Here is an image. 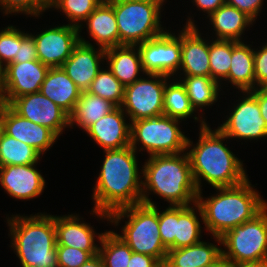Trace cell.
<instances>
[{
	"mask_svg": "<svg viewBox=\"0 0 267 267\" xmlns=\"http://www.w3.org/2000/svg\"><path fill=\"white\" fill-rule=\"evenodd\" d=\"M103 154L101 169L92 187L94 206L89 213L97 221L109 224L110 213L141 203L143 167L131 146L105 150Z\"/></svg>",
	"mask_w": 267,
	"mask_h": 267,
	"instance_id": "cell-1",
	"label": "cell"
},
{
	"mask_svg": "<svg viewBox=\"0 0 267 267\" xmlns=\"http://www.w3.org/2000/svg\"><path fill=\"white\" fill-rule=\"evenodd\" d=\"M212 129L207 123L198 129L197 141L190 137L187 140L186 152L198 192L203 191L204 181L218 188L235 186L249 178L245 163L227 146L230 139L217 127Z\"/></svg>",
	"mask_w": 267,
	"mask_h": 267,
	"instance_id": "cell-2",
	"label": "cell"
},
{
	"mask_svg": "<svg viewBox=\"0 0 267 267\" xmlns=\"http://www.w3.org/2000/svg\"><path fill=\"white\" fill-rule=\"evenodd\" d=\"M143 167L141 203L157 206L150 195L169 206H188L197 202L196 188L187 152L149 156Z\"/></svg>",
	"mask_w": 267,
	"mask_h": 267,
	"instance_id": "cell-3",
	"label": "cell"
},
{
	"mask_svg": "<svg viewBox=\"0 0 267 267\" xmlns=\"http://www.w3.org/2000/svg\"><path fill=\"white\" fill-rule=\"evenodd\" d=\"M249 178L230 187L213 188L214 194L204 197L198 192L197 203L203 213V226L210 236L222 237L228 230L253 219L266 206ZM255 188V189H254Z\"/></svg>",
	"mask_w": 267,
	"mask_h": 267,
	"instance_id": "cell-4",
	"label": "cell"
},
{
	"mask_svg": "<svg viewBox=\"0 0 267 267\" xmlns=\"http://www.w3.org/2000/svg\"><path fill=\"white\" fill-rule=\"evenodd\" d=\"M5 220L9 247L20 267H58L54 215L45 211L34 215L12 213Z\"/></svg>",
	"mask_w": 267,
	"mask_h": 267,
	"instance_id": "cell-5",
	"label": "cell"
},
{
	"mask_svg": "<svg viewBox=\"0 0 267 267\" xmlns=\"http://www.w3.org/2000/svg\"><path fill=\"white\" fill-rule=\"evenodd\" d=\"M110 225L117 229L121 227V233L113 230L133 252L153 256L164 264L168 249L159 232L158 205L140 203L116 210L109 214Z\"/></svg>",
	"mask_w": 267,
	"mask_h": 267,
	"instance_id": "cell-6",
	"label": "cell"
},
{
	"mask_svg": "<svg viewBox=\"0 0 267 267\" xmlns=\"http://www.w3.org/2000/svg\"><path fill=\"white\" fill-rule=\"evenodd\" d=\"M108 3L114 9L119 46H137L162 35L167 30V26H163L164 21L161 20L166 2L113 0Z\"/></svg>",
	"mask_w": 267,
	"mask_h": 267,
	"instance_id": "cell-7",
	"label": "cell"
},
{
	"mask_svg": "<svg viewBox=\"0 0 267 267\" xmlns=\"http://www.w3.org/2000/svg\"><path fill=\"white\" fill-rule=\"evenodd\" d=\"M183 122L165 115L132 121L130 146L142 156V152H147L148 157L183 153L188 140L185 130L181 129Z\"/></svg>",
	"mask_w": 267,
	"mask_h": 267,
	"instance_id": "cell-8",
	"label": "cell"
},
{
	"mask_svg": "<svg viewBox=\"0 0 267 267\" xmlns=\"http://www.w3.org/2000/svg\"><path fill=\"white\" fill-rule=\"evenodd\" d=\"M222 257L230 265L267 260V206L222 237Z\"/></svg>",
	"mask_w": 267,
	"mask_h": 267,
	"instance_id": "cell-9",
	"label": "cell"
},
{
	"mask_svg": "<svg viewBox=\"0 0 267 267\" xmlns=\"http://www.w3.org/2000/svg\"><path fill=\"white\" fill-rule=\"evenodd\" d=\"M236 93L239 96L234 94L236 97L234 103L229 100L233 105L227 106L226 111H229L227 115H224V121L222 124L219 123L217 128L230 140L233 139L237 142L243 140L255 143L260 140H267V125L261 116L257 99L249 91H237Z\"/></svg>",
	"mask_w": 267,
	"mask_h": 267,
	"instance_id": "cell-10",
	"label": "cell"
},
{
	"mask_svg": "<svg viewBox=\"0 0 267 267\" xmlns=\"http://www.w3.org/2000/svg\"><path fill=\"white\" fill-rule=\"evenodd\" d=\"M171 77L145 73L133 84L125 86L121 108L129 121L154 118L164 114L163 98L166 83Z\"/></svg>",
	"mask_w": 267,
	"mask_h": 267,
	"instance_id": "cell-11",
	"label": "cell"
},
{
	"mask_svg": "<svg viewBox=\"0 0 267 267\" xmlns=\"http://www.w3.org/2000/svg\"><path fill=\"white\" fill-rule=\"evenodd\" d=\"M177 31V33H176ZM167 29L162 35L137 45L145 73L171 78L181 65V30Z\"/></svg>",
	"mask_w": 267,
	"mask_h": 267,
	"instance_id": "cell-12",
	"label": "cell"
},
{
	"mask_svg": "<svg viewBox=\"0 0 267 267\" xmlns=\"http://www.w3.org/2000/svg\"><path fill=\"white\" fill-rule=\"evenodd\" d=\"M29 33L34 37L38 60L49 67H61L79 43L78 27L68 23L46 25L37 33Z\"/></svg>",
	"mask_w": 267,
	"mask_h": 267,
	"instance_id": "cell-13",
	"label": "cell"
},
{
	"mask_svg": "<svg viewBox=\"0 0 267 267\" xmlns=\"http://www.w3.org/2000/svg\"><path fill=\"white\" fill-rule=\"evenodd\" d=\"M187 14V19L181 28V65L175 76H210V32L208 35L203 34L199 30L202 27H199L196 24L198 21L194 19L195 13L193 16L189 12Z\"/></svg>",
	"mask_w": 267,
	"mask_h": 267,
	"instance_id": "cell-14",
	"label": "cell"
},
{
	"mask_svg": "<svg viewBox=\"0 0 267 267\" xmlns=\"http://www.w3.org/2000/svg\"><path fill=\"white\" fill-rule=\"evenodd\" d=\"M8 105L20 116L49 128L58 137L70 128V115L40 91L14 98Z\"/></svg>",
	"mask_w": 267,
	"mask_h": 267,
	"instance_id": "cell-15",
	"label": "cell"
},
{
	"mask_svg": "<svg viewBox=\"0 0 267 267\" xmlns=\"http://www.w3.org/2000/svg\"><path fill=\"white\" fill-rule=\"evenodd\" d=\"M49 69L38 59L7 64L0 87L2 103L9 104L14 98L39 92Z\"/></svg>",
	"mask_w": 267,
	"mask_h": 267,
	"instance_id": "cell-16",
	"label": "cell"
},
{
	"mask_svg": "<svg viewBox=\"0 0 267 267\" xmlns=\"http://www.w3.org/2000/svg\"><path fill=\"white\" fill-rule=\"evenodd\" d=\"M0 120L6 134L32 146L42 156L59 140L52 130L20 116L8 104L1 105Z\"/></svg>",
	"mask_w": 267,
	"mask_h": 267,
	"instance_id": "cell-17",
	"label": "cell"
},
{
	"mask_svg": "<svg viewBox=\"0 0 267 267\" xmlns=\"http://www.w3.org/2000/svg\"><path fill=\"white\" fill-rule=\"evenodd\" d=\"M37 165L38 163L0 167L1 189L11 198L25 202L43 195L47 184Z\"/></svg>",
	"mask_w": 267,
	"mask_h": 267,
	"instance_id": "cell-18",
	"label": "cell"
},
{
	"mask_svg": "<svg viewBox=\"0 0 267 267\" xmlns=\"http://www.w3.org/2000/svg\"><path fill=\"white\" fill-rule=\"evenodd\" d=\"M79 213L54 215L56 245L74 247L87 252H99L104 232L97 233Z\"/></svg>",
	"mask_w": 267,
	"mask_h": 267,
	"instance_id": "cell-19",
	"label": "cell"
},
{
	"mask_svg": "<svg viewBox=\"0 0 267 267\" xmlns=\"http://www.w3.org/2000/svg\"><path fill=\"white\" fill-rule=\"evenodd\" d=\"M131 122L121 107H116L91 124L84 132L103 151L130 146Z\"/></svg>",
	"mask_w": 267,
	"mask_h": 267,
	"instance_id": "cell-20",
	"label": "cell"
},
{
	"mask_svg": "<svg viewBox=\"0 0 267 267\" xmlns=\"http://www.w3.org/2000/svg\"><path fill=\"white\" fill-rule=\"evenodd\" d=\"M104 65L105 49L79 42L61 67L77 87L84 92L89 89L91 82Z\"/></svg>",
	"mask_w": 267,
	"mask_h": 267,
	"instance_id": "cell-21",
	"label": "cell"
},
{
	"mask_svg": "<svg viewBox=\"0 0 267 267\" xmlns=\"http://www.w3.org/2000/svg\"><path fill=\"white\" fill-rule=\"evenodd\" d=\"M84 28L87 30L86 35H89L87 36L90 38L88 40L82 36L83 34H81ZM78 31L79 42L87 45L98 46L103 49L119 46L117 21L114 9L108 2H101L97 8L81 23L78 27ZM91 41H93V43Z\"/></svg>",
	"mask_w": 267,
	"mask_h": 267,
	"instance_id": "cell-22",
	"label": "cell"
},
{
	"mask_svg": "<svg viewBox=\"0 0 267 267\" xmlns=\"http://www.w3.org/2000/svg\"><path fill=\"white\" fill-rule=\"evenodd\" d=\"M207 19L209 35L214 40H233L237 42L247 41L244 39L245 31L256 23L246 13L224 3L216 11L212 12ZM214 35V36H213ZM214 37V38H213ZM244 39V40H243Z\"/></svg>",
	"mask_w": 267,
	"mask_h": 267,
	"instance_id": "cell-23",
	"label": "cell"
},
{
	"mask_svg": "<svg viewBox=\"0 0 267 267\" xmlns=\"http://www.w3.org/2000/svg\"><path fill=\"white\" fill-rule=\"evenodd\" d=\"M248 41L237 42L232 40V57L228 78L221 84L223 94L225 87L236 89L237 92L256 89L254 73V46ZM227 85V86H226ZM224 88V89H223Z\"/></svg>",
	"mask_w": 267,
	"mask_h": 267,
	"instance_id": "cell-24",
	"label": "cell"
},
{
	"mask_svg": "<svg viewBox=\"0 0 267 267\" xmlns=\"http://www.w3.org/2000/svg\"><path fill=\"white\" fill-rule=\"evenodd\" d=\"M210 238L214 243L202 240L195 245L168 250L163 267H204L215 263L222 256V240L218 236Z\"/></svg>",
	"mask_w": 267,
	"mask_h": 267,
	"instance_id": "cell-25",
	"label": "cell"
},
{
	"mask_svg": "<svg viewBox=\"0 0 267 267\" xmlns=\"http://www.w3.org/2000/svg\"><path fill=\"white\" fill-rule=\"evenodd\" d=\"M105 65L124 86L133 84L145 74L138 46L105 49Z\"/></svg>",
	"mask_w": 267,
	"mask_h": 267,
	"instance_id": "cell-26",
	"label": "cell"
},
{
	"mask_svg": "<svg viewBox=\"0 0 267 267\" xmlns=\"http://www.w3.org/2000/svg\"><path fill=\"white\" fill-rule=\"evenodd\" d=\"M40 92L69 115L74 111L82 93L62 67H50L42 82Z\"/></svg>",
	"mask_w": 267,
	"mask_h": 267,
	"instance_id": "cell-27",
	"label": "cell"
},
{
	"mask_svg": "<svg viewBox=\"0 0 267 267\" xmlns=\"http://www.w3.org/2000/svg\"><path fill=\"white\" fill-rule=\"evenodd\" d=\"M174 78L185 87L192 108L207 122L204 110L212 108L219 99L221 100L222 95H225L221 92V85L210 76H174Z\"/></svg>",
	"mask_w": 267,
	"mask_h": 267,
	"instance_id": "cell-28",
	"label": "cell"
},
{
	"mask_svg": "<svg viewBox=\"0 0 267 267\" xmlns=\"http://www.w3.org/2000/svg\"><path fill=\"white\" fill-rule=\"evenodd\" d=\"M203 213L197 202L188 206H178V221L175 229V249L195 245L202 241L205 231ZM203 227V228H202Z\"/></svg>",
	"mask_w": 267,
	"mask_h": 267,
	"instance_id": "cell-29",
	"label": "cell"
},
{
	"mask_svg": "<svg viewBox=\"0 0 267 267\" xmlns=\"http://www.w3.org/2000/svg\"><path fill=\"white\" fill-rule=\"evenodd\" d=\"M163 109V115L182 120L184 124L187 119H194L195 124L199 123L198 128L208 123L192 108L185 87L175 78H171L165 85Z\"/></svg>",
	"mask_w": 267,
	"mask_h": 267,
	"instance_id": "cell-30",
	"label": "cell"
},
{
	"mask_svg": "<svg viewBox=\"0 0 267 267\" xmlns=\"http://www.w3.org/2000/svg\"><path fill=\"white\" fill-rule=\"evenodd\" d=\"M116 107L111 101L84 91L81 93L74 111L70 114V128L78 127L84 133L91 124L104 117Z\"/></svg>",
	"mask_w": 267,
	"mask_h": 267,
	"instance_id": "cell-31",
	"label": "cell"
},
{
	"mask_svg": "<svg viewBox=\"0 0 267 267\" xmlns=\"http://www.w3.org/2000/svg\"><path fill=\"white\" fill-rule=\"evenodd\" d=\"M43 156L32 146L2 131L0 137V167L40 163Z\"/></svg>",
	"mask_w": 267,
	"mask_h": 267,
	"instance_id": "cell-32",
	"label": "cell"
},
{
	"mask_svg": "<svg viewBox=\"0 0 267 267\" xmlns=\"http://www.w3.org/2000/svg\"><path fill=\"white\" fill-rule=\"evenodd\" d=\"M133 251L113 230H104L99 245V256L104 267H128Z\"/></svg>",
	"mask_w": 267,
	"mask_h": 267,
	"instance_id": "cell-33",
	"label": "cell"
},
{
	"mask_svg": "<svg viewBox=\"0 0 267 267\" xmlns=\"http://www.w3.org/2000/svg\"><path fill=\"white\" fill-rule=\"evenodd\" d=\"M232 57V40L209 37L210 77L220 85L228 78Z\"/></svg>",
	"mask_w": 267,
	"mask_h": 267,
	"instance_id": "cell-34",
	"label": "cell"
},
{
	"mask_svg": "<svg viewBox=\"0 0 267 267\" xmlns=\"http://www.w3.org/2000/svg\"><path fill=\"white\" fill-rule=\"evenodd\" d=\"M125 86L112 74L107 66H103L93 79L87 92L111 101L120 107L124 98Z\"/></svg>",
	"mask_w": 267,
	"mask_h": 267,
	"instance_id": "cell-35",
	"label": "cell"
},
{
	"mask_svg": "<svg viewBox=\"0 0 267 267\" xmlns=\"http://www.w3.org/2000/svg\"><path fill=\"white\" fill-rule=\"evenodd\" d=\"M100 3V0H56L53 10L62 12L69 25L79 27Z\"/></svg>",
	"mask_w": 267,
	"mask_h": 267,
	"instance_id": "cell-36",
	"label": "cell"
},
{
	"mask_svg": "<svg viewBox=\"0 0 267 267\" xmlns=\"http://www.w3.org/2000/svg\"><path fill=\"white\" fill-rule=\"evenodd\" d=\"M17 27L10 24L0 29V62L4 66L14 60L18 45L23 41V28Z\"/></svg>",
	"mask_w": 267,
	"mask_h": 267,
	"instance_id": "cell-37",
	"label": "cell"
},
{
	"mask_svg": "<svg viewBox=\"0 0 267 267\" xmlns=\"http://www.w3.org/2000/svg\"><path fill=\"white\" fill-rule=\"evenodd\" d=\"M162 211L158 204L159 232L162 243L168 250L175 249V229L178 221V206L164 207Z\"/></svg>",
	"mask_w": 267,
	"mask_h": 267,
	"instance_id": "cell-38",
	"label": "cell"
},
{
	"mask_svg": "<svg viewBox=\"0 0 267 267\" xmlns=\"http://www.w3.org/2000/svg\"><path fill=\"white\" fill-rule=\"evenodd\" d=\"M0 12L4 16L10 17L13 14L25 15L33 17V19L41 18L44 12L33 2V0H0ZM35 17V18H34Z\"/></svg>",
	"mask_w": 267,
	"mask_h": 267,
	"instance_id": "cell-39",
	"label": "cell"
},
{
	"mask_svg": "<svg viewBox=\"0 0 267 267\" xmlns=\"http://www.w3.org/2000/svg\"><path fill=\"white\" fill-rule=\"evenodd\" d=\"M58 267H80L98 252H87L74 247L56 245Z\"/></svg>",
	"mask_w": 267,
	"mask_h": 267,
	"instance_id": "cell-40",
	"label": "cell"
},
{
	"mask_svg": "<svg viewBox=\"0 0 267 267\" xmlns=\"http://www.w3.org/2000/svg\"><path fill=\"white\" fill-rule=\"evenodd\" d=\"M261 45L257 48L254 46V73L256 88L267 87V41L263 42Z\"/></svg>",
	"mask_w": 267,
	"mask_h": 267,
	"instance_id": "cell-41",
	"label": "cell"
},
{
	"mask_svg": "<svg viewBox=\"0 0 267 267\" xmlns=\"http://www.w3.org/2000/svg\"><path fill=\"white\" fill-rule=\"evenodd\" d=\"M37 59L34 37L28 31L23 30V41L21 45H18L17 54L12 62H25Z\"/></svg>",
	"mask_w": 267,
	"mask_h": 267,
	"instance_id": "cell-42",
	"label": "cell"
},
{
	"mask_svg": "<svg viewBox=\"0 0 267 267\" xmlns=\"http://www.w3.org/2000/svg\"><path fill=\"white\" fill-rule=\"evenodd\" d=\"M266 0H225V2L233 7L237 8L239 11L246 13L255 22L257 21L260 13L263 12L262 8Z\"/></svg>",
	"mask_w": 267,
	"mask_h": 267,
	"instance_id": "cell-43",
	"label": "cell"
},
{
	"mask_svg": "<svg viewBox=\"0 0 267 267\" xmlns=\"http://www.w3.org/2000/svg\"><path fill=\"white\" fill-rule=\"evenodd\" d=\"M128 267H163V264L153 256L133 252Z\"/></svg>",
	"mask_w": 267,
	"mask_h": 267,
	"instance_id": "cell-44",
	"label": "cell"
},
{
	"mask_svg": "<svg viewBox=\"0 0 267 267\" xmlns=\"http://www.w3.org/2000/svg\"><path fill=\"white\" fill-rule=\"evenodd\" d=\"M192 5L196 7V11H200L199 13H203L202 15L207 18L212 12L216 11L219 7H221L225 2V0H190ZM206 14V15H205Z\"/></svg>",
	"mask_w": 267,
	"mask_h": 267,
	"instance_id": "cell-45",
	"label": "cell"
},
{
	"mask_svg": "<svg viewBox=\"0 0 267 267\" xmlns=\"http://www.w3.org/2000/svg\"><path fill=\"white\" fill-rule=\"evenodd\" d=\"M249 92L257 99L261 116L267 125V87H259Z\"/></svg>",
	"mask_w": 267,
	"mask_h": 267,
	"instance_id": "cell-46",
	"label": "cell"
},
{
	"mask_svg": "<svg viewBox=\"0 0 267 267\" xmlns=\"http://www.w3.org/2000/svg\"><path fill=\"white\" fill-rule=\"evenodd\" d=\"M33 2L45 13L53 9L56 0H33Z\"/></svg>",
	"mask_w": 267,
	"mask_h": 267,
	"instance_id": "cell-47",
	"label": "cell"
},
{
	"mask_svg": "<svg viewBox=\"0 0 267 267\" xmlns=\"http://www.w3.org/2000/svg\"><path fill=\"white\" fill-rule=\"evenodd\" d=\"M80 267H104V264L102 258L99 256V254H97L86 261L84 264H82Z\"/></svg>",
	"mask_w": 267,
	"mask_h": 267,
	"instance_id": "cell-48",
	"label": "cell"
},
{
	"mask_svg": "<svg viewBox=\"0 0 267 267\" xmlns=\"http://www.w3.org/2000/svg\"><path fill=\"white\" fill-rule=\"evenodd\" d=\"M229 267H267V260H262L258 262H245Z\"/></svg>",
	"mask_w": 267,
	"mask_h": 267,
	"instance_id": "cell-49",
	"label": "cell"
},
{
	"mask_svg": "<svg viewBox=\"0 0 267 267\" xmlns=\"http://www.w3.org/2000/svg\"><path fill=\"white\" fill-rule=\"evenodd\" d=\"M230 265L225 261V259L221 256L215 263L204 267H229Z\"/></svg>",
	"mask_w": 267,
	"mask_h": 267,
	"instance_id": "cell-50",
	"label": "cell"
},
{
	"mask_svg": "<svg viewBox=\"0 0 267 267\" xmlns=\"http://www.w3.org/2000/svg\"><path fill=\"white\" fill-rule=\"evenodd\" d=\"M4 69H5V66L0 62V87L4 79Z\"/></svg>",
	"mask_w": 267,
	"mask_h": 267,
	"instance_id": "cell-51",
	"label": "cell"
},
{
	"mask_svg": "<svg viewBox=\"0 0 267 267\" xmlns=\"http://www.w3.org/2000/svg\"><path fill=\"white\" fill-rule=\"evenodd\" d=\"M127 1H142V2H169L168 0H127Z\"/></svg>",
	"mask_w": 267,
	"mask_h": 267,
	"instance_id": "cell-52",
	"label": "cell"
},
{
	"mask_svg": "<svg viewBox=\"0 0 267 267\" xmlns=\"http://www.w3.org/2000/svg\"><path fill=\"white\" fill-rule=\"evenodd\" d=\"M2 131H3V128H2V123H1V120H0V137H1Z\"/></svg>",
	"mask_w": 267,
	"mask_h": 267,
	"instance_id": "cell-53",
	"label": "cell"
},
{
	"mask_svg": "<svg viewBox=\"0 0 267 267\" xmlns=\"http://www.w3.org/2000/svg\"><path fill=\"white\" fill-rule=\"evenodd\" d=\"M101 2H111L113 0H100Z\"/></svg>",
	"mask_w": 267,
	"mask_h": 267,
	"instance_id": "cell-54",
	"label": "cell"
},
{
	"mask_svg": "<svg viewBox=\"0 0 267 267\" xmlns=\"http://www.w3.org/2000/svg\"><path fill=\"white\" fill-rule=\"evenodd\" d=\"M2 104L3 103H2V99H1V93H0V107H1Z\"/></svg>",
	"mask_w": 267,
	"mask_h": 267,
	"instance_id": "cell-55",
	"label": "cell"
}]
</instances>
